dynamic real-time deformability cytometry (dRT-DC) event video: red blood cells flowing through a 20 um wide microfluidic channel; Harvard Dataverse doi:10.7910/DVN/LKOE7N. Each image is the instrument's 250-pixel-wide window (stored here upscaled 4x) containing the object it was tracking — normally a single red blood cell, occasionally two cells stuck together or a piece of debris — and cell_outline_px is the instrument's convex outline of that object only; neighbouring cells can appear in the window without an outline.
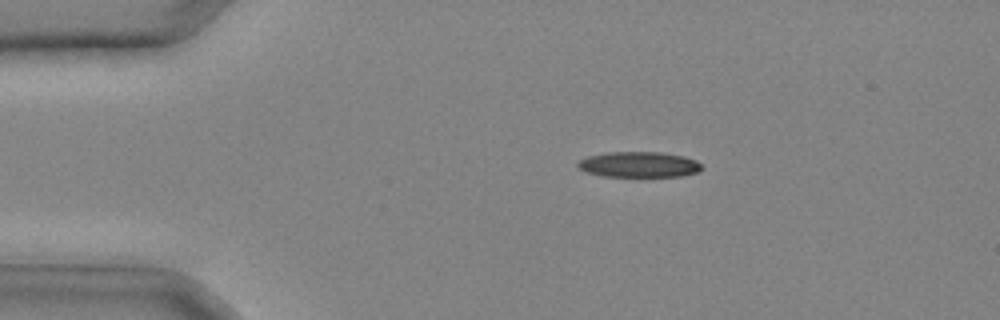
{"species": "common noctule bat (a hibernating species)", "species_latin": "Nyctalus noctula", "temperature_condition": "cold", "stored_images_in_passage": 18, "camera_frame_rate_fps": 3000, "um_per_image_px": 0.085, "animal": {"sex": "male", "body_mass_g": 20.4}, "frame": {"image": 1, "passage_image": 2, "time_ms": 0.333, "image_size_px": [1000, 320], "cell_outline_px": [[704, 168], [700, 172], [680, 176], [604, 176], [584, 172], [576, 164], [580, 160], [588, 156], [604, 152], [660, 152], [684, 156], [696, 160]], "centroid_in_image_um": [54.33, 13.98], "position_along_channel_um": 30.7, "area_um2": 18.55}}
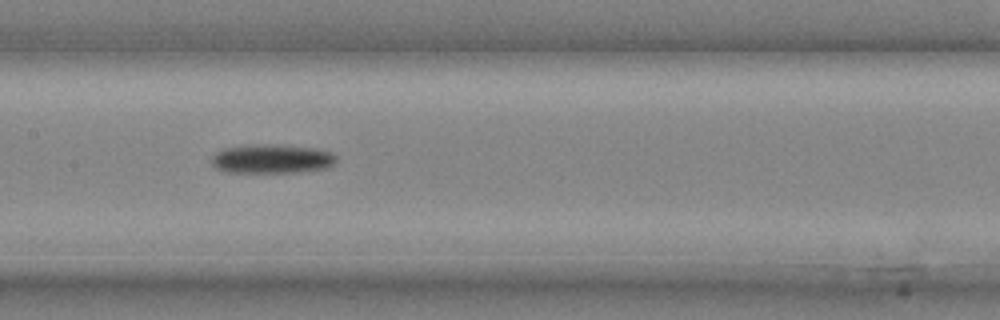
{"frame": {"image": 2, "passage_image": 12, "time_ms": 3.667, "image_size_px": [1000, 320], "cell_outline_px": [[336, 160], [328, 168], [296, 172], [224, 172], [216, 168], [212, 164], [212, 156], [216, 152], [224, 148], [252, 144], [268, 144], [312, 148], [328, 152], [336, 156]], "centroid_in_image_um": [23.05, 13.51], "position_along_channel_um": 184.3, "area_um2": 20.92}}
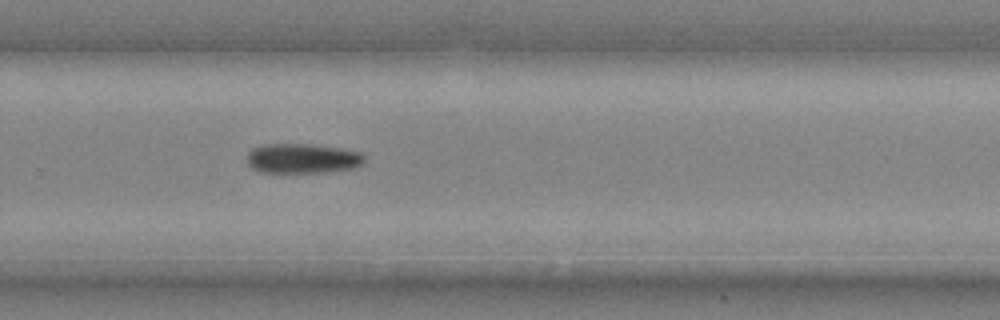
{"frame": {"image": 3, "passage_image": 18, "time_ms": 5.667, "image_size_px": [1000, 320], "cell_outline_px": [[364, 164], [356, 168], [324, 172], [260, 172], [252, 168], [248, 164], [248, 152], [252, 148], [264, 144], [312, 144], [340, 148], [360, 152], [364, 156]], "centroid_in_image_um": [25.73, 13.46], "position_along_channel_um": 304.1, "area_um2": 20.46}}